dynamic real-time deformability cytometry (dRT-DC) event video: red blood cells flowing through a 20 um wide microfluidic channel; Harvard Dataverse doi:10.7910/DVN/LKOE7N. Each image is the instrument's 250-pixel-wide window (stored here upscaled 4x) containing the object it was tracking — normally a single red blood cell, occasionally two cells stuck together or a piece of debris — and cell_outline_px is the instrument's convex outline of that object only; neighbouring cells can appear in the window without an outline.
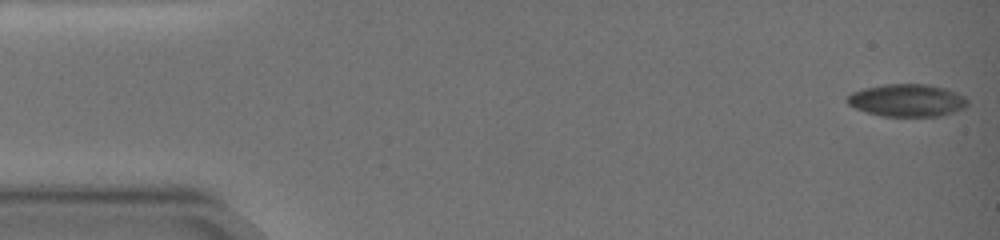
{"species": "common noctule bat (a hibernating species)", "species_latin": "Nyctalus noctula", "temperature_condition": "warm", "stored_images_in_passage": 62, "camera_frame_rate_fps": 3000, "um_per_image_px": 0.085, "animal": {"sex": "female", "body_mass_g": 19.0, "forearm_length_mm": 51.5}, "frame": {"image": 1, "passage_image": 1, "time_ms": 0.0, "image_size_px": [1000, 240], "cell_outline_px": [[968, 104], [964, 108], [940, 116], [884, 116], [868, 112], [856, 108], [848, 104], [844, 100], [852, 92], [864, 88], [884, 84], [928, 84], [944, 88], [956, 92], [964, 96], [968, 100]], "centroid_in_image_um": [77.1, 8.52], "position_along_channel_um": 7.9, "area_um2": 22.72}}
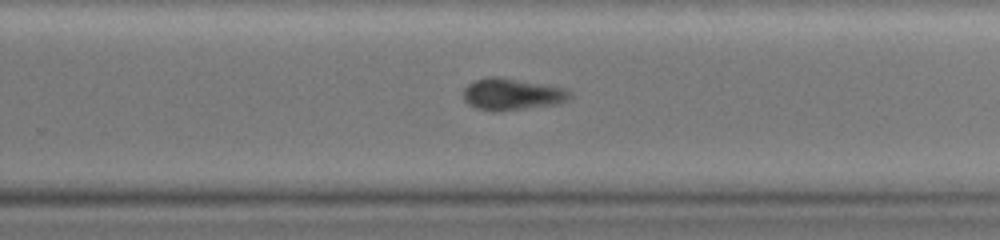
{"frame": {"image": 2, "passage_image": 41, "time_ms": 13.333, "image_size_px": [1000, 240], "cell_outline_px": [[572, 96], [568, 100], [556, 104], [492, 112], [476, 108], [468, 104], [464, 100], [464, 88], [472, 80], [488, 76], [500, 76], [564, 88], [572, 92]], "centroid_in_image_um": [43.49, 7.99], "position_along_channel_um": 286.3, "area_um2": 19.83}}
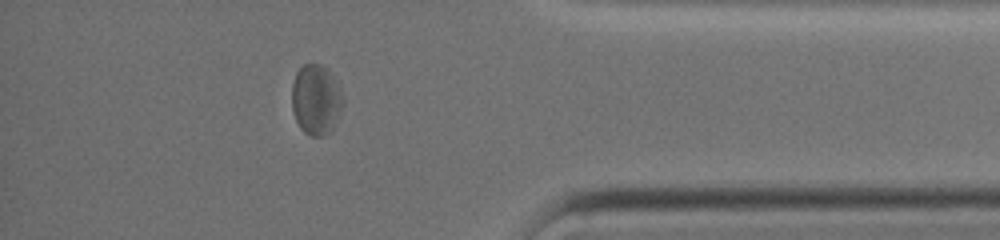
{"frame": {"image": 3, "passage_image": 54, "time_ms": 17.667, "image_size_px": [1000, 240], "cell_outline_px": [[344, 104], [332, 132], [324, 136], [312, 136], [304, 132], [300, 128], [296, 120], [292, 108], [292, 84], [296, 72], [304, 64], [324, 64], [328, 68], [340, 84], [344, 100]], "centroid_in_image_um": [26.9, 8.46], "position_along_channel_um": 408.3, "area_um2": 21.56}, "authors_computed_cell_mechanics": {"area_um2": 21.8773, "velocity_mm_per_s": 3.1221, "shape_relaxation_time_tau1_ms": null, "shape_relaxation_time_tau2_ms": 2.6586, "deformation_change_tau1": null, "deformation_change_tau2": 0.0732}}